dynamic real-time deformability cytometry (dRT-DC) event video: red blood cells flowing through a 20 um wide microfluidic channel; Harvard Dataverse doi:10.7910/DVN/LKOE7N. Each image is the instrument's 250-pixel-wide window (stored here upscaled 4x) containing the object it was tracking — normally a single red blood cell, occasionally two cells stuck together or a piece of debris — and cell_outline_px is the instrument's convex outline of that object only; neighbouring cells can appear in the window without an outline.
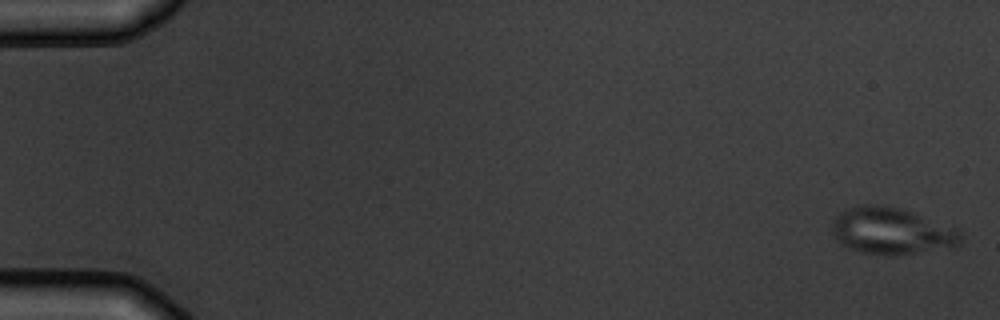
{"species": "common noctule bat (a hibernating species)", "species_latin": "Nyctalus noctula", "temperature_condition": "warm", "stored_images_in_passage": 5, "camera_frame_rate_fps": 3000, "um_per_image_px": 0.085, "animal": {"sex": "male", "body_mass_g": 19.5, "forearm_length_mm": 54.6}, "frame": {"image": 1, "passage_image": 1, "time_ms": 0.0, "image_size_px": [1000, 320], "cell_outline_px": [[960, 244], [952, 248], [892, 256], [860, 252], [840, 244], [832, 232], [832, 224], [836, 216], [840, 212], [856, 204], [876, 204], [896, 208], [912, 212], [960, 228]], "centroid_in_image_um": [75.81, 19.64], "position_along_channel_um": 9.2, "area_um2": 35.37}}